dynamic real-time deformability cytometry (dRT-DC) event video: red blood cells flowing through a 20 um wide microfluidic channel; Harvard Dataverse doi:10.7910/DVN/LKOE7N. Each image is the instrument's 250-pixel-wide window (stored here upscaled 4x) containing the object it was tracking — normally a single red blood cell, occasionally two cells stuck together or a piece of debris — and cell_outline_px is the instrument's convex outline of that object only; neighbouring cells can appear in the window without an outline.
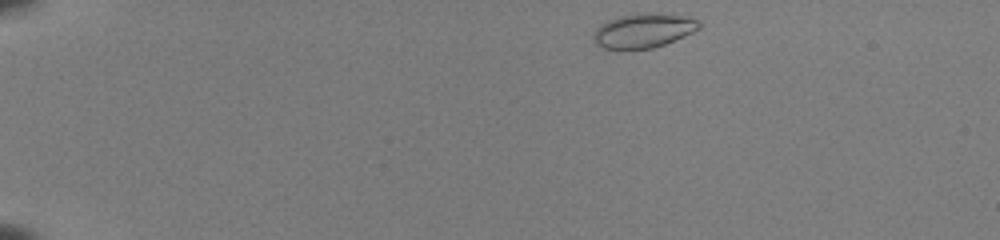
{"species": "common noctule bat (a hibernating species)", "species_latin": "Nyctalus noctula", "temperature_condition": "room temperature", "stored_images_in_passage": 44, "camera_frame_rate_fps": 3000, "um_per_image_px": 0.085, "animal": {"sex": "female", "body_mass_g": 22.0, "forearm_length_mm": 56.7}, "frame": {"image": 1, "passage_image": 1, "time_ms": 0.0, "image_size_px": [1000, 240], "cell_outline_px": [[700, 28], [684, 36], [664, 44], [652, 48], [600, 48], [592, 40], [592, 36], [596, 28], [600, 24], [608, 20], [620, 16], [636, 12], [648, 12], [680, 16], [700, 20]], "centroid_in_image_um": [54.65, 2.58], "position_along_channel_um": 30.4, "area_um2": 21.04}}
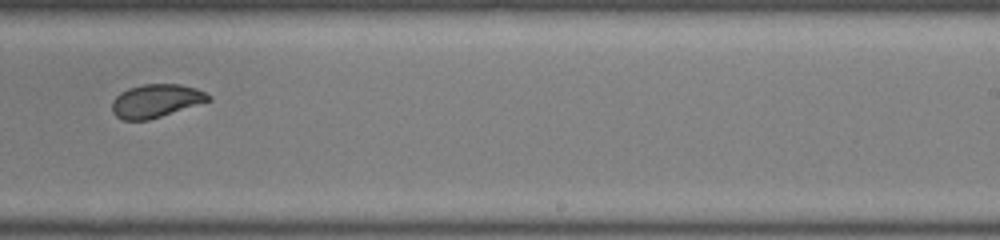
{"frame": {"image": 2, "passage_image": 27, "time_ms": 8.667, "image_size_px": [1000, 240], "cell_outline_px": [[212, 100], [148, 120], [124, 120], [116, 116], [112, 112], [112, 100], [120, 92], [128, 88], [144, 84], [180, 84], [196, 88], [212, 96]], "centroid_in_image_um": [13.25, 8.56], "position_along_channel_um": 275.7, "area_um2": 18.67}}
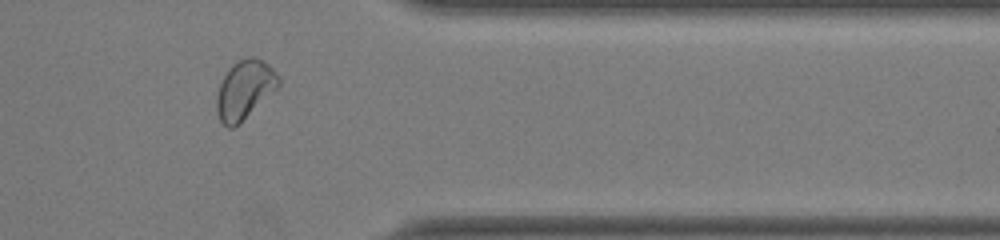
{"frame": {"image": 3, "passage_image": 36, "time_ms": 11.667, "image_size_px": [1000, 240], "cell_outline_px": [[280, 84], [240, 124], [232, 128], [228, 128], [220, 120], [216, 112], [216, 96], [220, 84], [224, 76], [232, 64], [248, 56], [252, 56], [268, 64], [280, 76]], "centroid_in_image_um": [20.78, 7.64], "position_along_channel_um": 390.6, "area_um2": 21.04}, "authors_computed_cell_mechanics": {"area_um2": 19.9121, "velocity_mm_per_s": 3.9852, "shape_relaxation_time_tau1_ms": 3.1189, "shape_relaxation_time_tau2_ms": 0.8921, "deformation_change_tau1": 0.1219, "deformation_change_tau2": 0.0514}}